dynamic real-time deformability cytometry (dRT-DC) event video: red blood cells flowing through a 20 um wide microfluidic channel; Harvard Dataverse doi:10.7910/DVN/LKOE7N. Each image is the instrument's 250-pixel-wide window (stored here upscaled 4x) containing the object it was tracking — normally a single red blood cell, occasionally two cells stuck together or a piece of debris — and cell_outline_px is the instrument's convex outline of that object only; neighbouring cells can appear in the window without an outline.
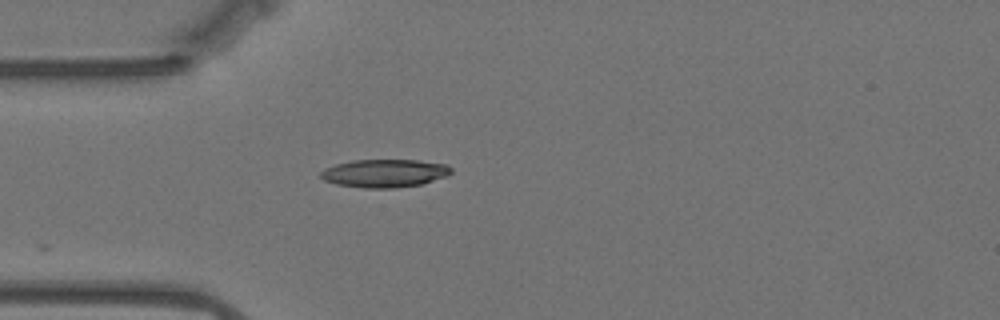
{"species": "Egyptian fruit bat (a non-hibernating species)", "species_latin": "Rousettus aegyptiacus", "temperature_condition": "warm", "stored_images_in_passage": 31, "camera_frame_rate_fps": 3000, "um_per_image_px": 0.085, "animal": {"sex": "female"}, "frame": {"image": 1, "passage_image": 1, "time_ms": 0.0, "image_size_px": [1000, 320], "cell_outline_px": [[452, 172], [448, 176], [420, 184], [392, 188], [364, 188], [336, 184], [324, 180], [320, 176], [320, 172], [324, 168], [336, 164], [352, 160], [420, 160], [448, 164], [452, 168]], "centroid_in_image_um": [32.7, 14.72], "position_along_channel_um": 52.3, "area_um2": 21.44}}
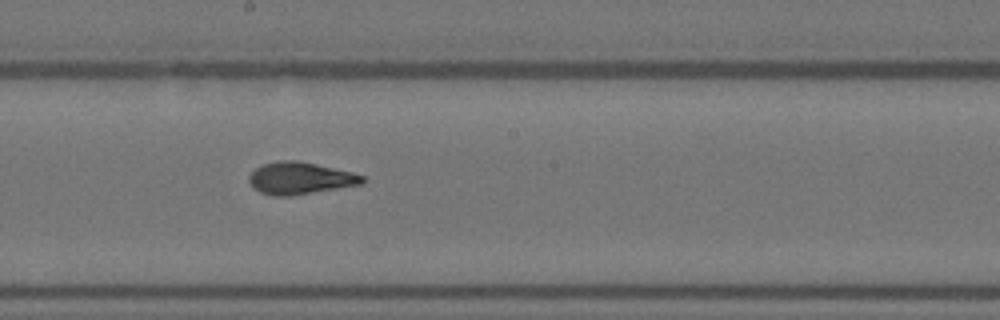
{"frame": {"image": 2, "passage_image": 16, "time_ms": 5.0, "image_size_px": [1000, 320], "cell_outline_px": [[364, 184], [292, 196], [272, 196], [260, 192], [248, 180], [248, 176], [260, 164], [280, 160], [296, 160], [316, 164], [352, 172], [364, 176]], "centroid_in_image_um": [25.51, 15.15], "position_along_channel_um": 222.7, "area_um2": 21.27}}
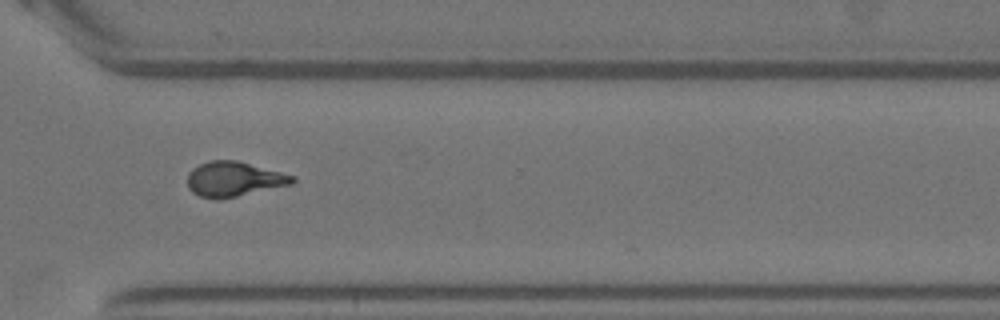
{"frame": {"image": 3, "passage_image": 27, "time_ms": 8.667, "image_size_px": [1000, 320], "cell_outline_px": [[296, 180], [292, 184], [236, 196], [216, 200], [200, 196], [192, 192], [188, 188], [188, 172], [192, 168], [200, 164], [212, 160], [236, 160], [296, 176]], "centroid_in_image_um": [19.87, 15.22], "position_along_channel_um": 350.7, "area_um2": 21.21}}